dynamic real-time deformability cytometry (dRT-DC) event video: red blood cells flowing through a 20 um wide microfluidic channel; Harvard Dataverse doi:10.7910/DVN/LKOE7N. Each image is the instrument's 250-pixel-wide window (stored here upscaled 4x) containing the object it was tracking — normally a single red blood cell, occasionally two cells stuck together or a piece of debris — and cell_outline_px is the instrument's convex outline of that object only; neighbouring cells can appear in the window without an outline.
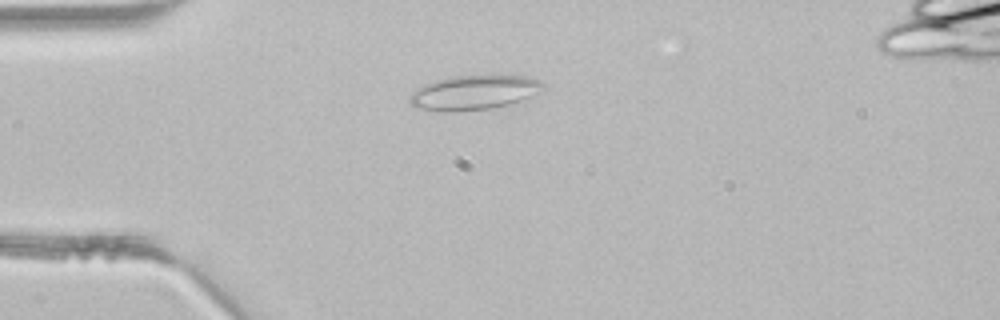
{"species": "common noctule bat (a hibernating species)", "species_latin": "Nyctalus noctula", "temperature_condition": "room temperature", "stored_images_in_passage": 1, "camera_frame_rate_fps": 3000, "um_per_image_px": 0.085, "animal": {"sex": "male", "body_mass_g": 21.5, "forearm_length_mm": 52.0}, "frame": {"image": 1, "passage_image": 1, "time_ms": 0.0, "image_size_px": [1000, 320], "cell_outline_px": [[548, 88], [520, 100], [508, 104], [492, 108], [456, 112], [440, 112], [416, 108], [408, 100], [408, 96], [416, 88], [424, 84], [436, 80], [452, 76], [524, 76], [540, 80]], "centroid_in_image_um": [40.24, 7.88], "position_along_channel_um": 44.8, "area_um2": 26.93}}